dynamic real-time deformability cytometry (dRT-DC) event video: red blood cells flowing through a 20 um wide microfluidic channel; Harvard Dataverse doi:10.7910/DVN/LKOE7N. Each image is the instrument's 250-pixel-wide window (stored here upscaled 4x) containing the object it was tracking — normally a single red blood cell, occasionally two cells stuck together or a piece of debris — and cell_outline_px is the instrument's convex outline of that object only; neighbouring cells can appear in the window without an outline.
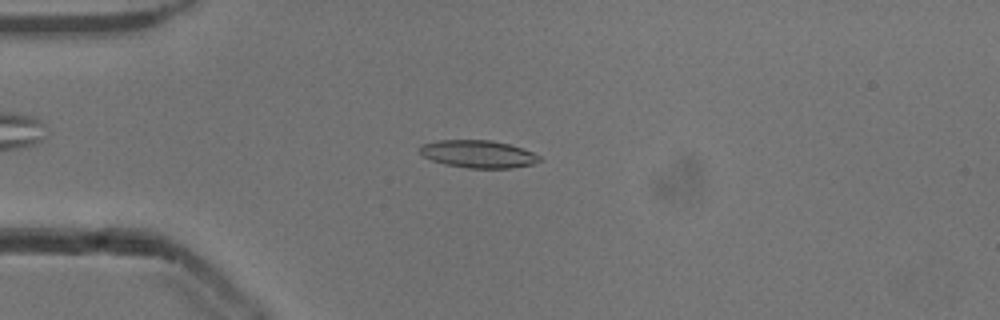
{"species": "common noctule bat (a hibernating species)", "species_latin": "Nyctalus noctula", "temperature_condition": "cold", "stored_images_in_passage": 52, "camera_frame_rate_fps": 3000, "um_per_image_px": 0.085, "animal": {"sex": "male", "body_mass_g": 13.3}, "frame": {"image": 1, "passage_image": 13, "time_ms": 4.0, "image_size_px": [1000, 320], "cell_outline_px": [[544, 160], [532, 164], [512, 168], [468, 168], [444, 164], [432, 160], [424, 156], [420, 152], [420, 144], [436, 140], [492, 140], [508, 144], [532, 152], [540, 156]], "centroid_in_image_um": [40.64, 13.09], "position_along_channel_um": 44.4, "area_um2": 19.25}}
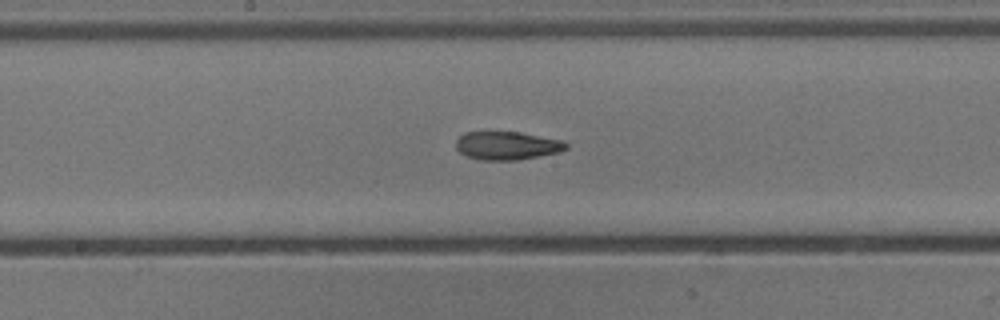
{"frame": {"image": 2, "passage_image": 27, "time_ms": 8.667, "image_size_px": [1000, 320], "cell_outline_px": [[568, 148], [560, 152], [516, 160], [480, 160], [464, 156], [456, 148], [456, 140], [464, 132], [520, 132], [564, 140], [568, 144]], "centroid_in_image_um": [43.11, 12.38], "position_along_channel_um": 205.1, "area_um2": 18.32}}
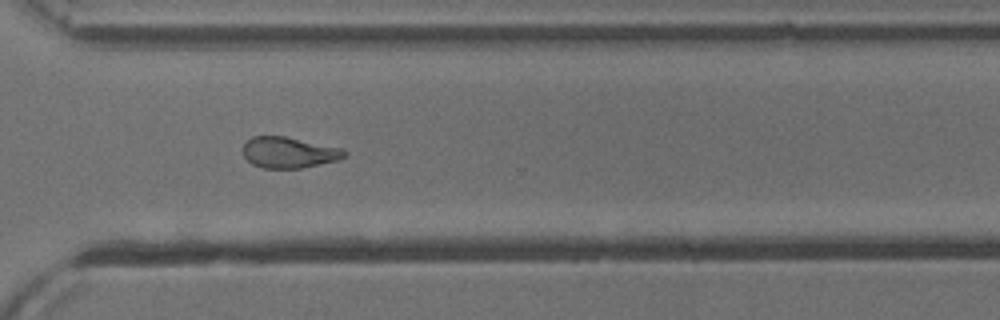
{"frame": {"image": 3, "passage_image": 38, "time_ms": 12.333, "image_size_px": [1000, 320], "cell_outline_px": [[348, 156], [336, 160], [300, 168], [260, 168], [252, 164], [244, 156], [244, 144], [252, 136], [284, 136], [340, 148], [348, 152]], "centroid_in_image_um": [24.54, 12.96], "position_along_channel_um": 346.1, "area_um2": 18.09}, "authors_computed_cell_mechanics": {"area_um2": 18.9584, "velocity_mm_per_s": 3.8603, "shape_relaxation_time_tau1_ms": null, "shape_relaxation_time_tau2_ms": 5.3067, "deformation_change_tau1": null, "deformation_change_tau2": 0.1513}}